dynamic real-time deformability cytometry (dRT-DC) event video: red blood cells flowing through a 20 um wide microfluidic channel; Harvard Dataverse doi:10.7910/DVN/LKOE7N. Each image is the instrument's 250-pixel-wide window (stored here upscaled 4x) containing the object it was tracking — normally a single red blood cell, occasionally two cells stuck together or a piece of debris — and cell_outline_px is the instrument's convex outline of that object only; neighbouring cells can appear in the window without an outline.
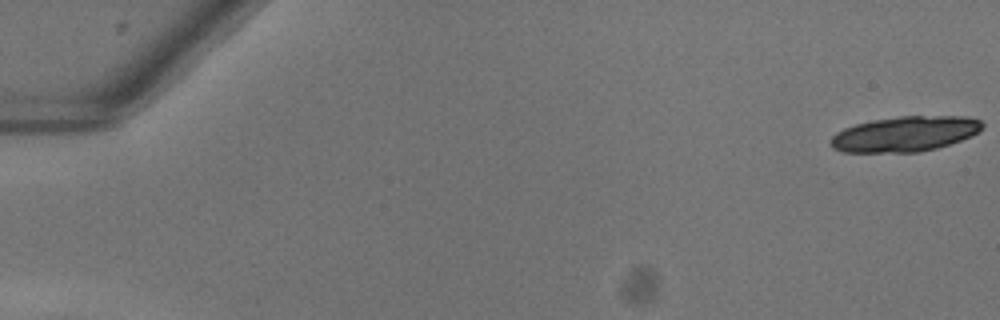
{"species": "common noctule bat (a hibernating species)", "species_latin": "Nyctalus noctula", "temperature_condition": "warm", "stored_images_in_passage": 20, "camera_frame_rate_fps": 3000, "um_per_image_px": 0.085, "animal": {"sex": "female"}, "frame": {"image": 1, "passage_image": 1, "time_ms": 0.0, "image_size_px": [1000, 320], "cell_outline_px": [[984, 128], [980, 132], [972, 136], [936, 148], [920, 152], [840, 152], [832, 148], [828, 144], [832, 136], [836, 132], [844, 128], [856, 124], [872, 120], [900, 116], [964, 116], [980, 120], [984, 124]], "centroid_in_image_um": [76.91, 11.38], "position_along_channel_um": 8.1, "area_um2": 31.39}}